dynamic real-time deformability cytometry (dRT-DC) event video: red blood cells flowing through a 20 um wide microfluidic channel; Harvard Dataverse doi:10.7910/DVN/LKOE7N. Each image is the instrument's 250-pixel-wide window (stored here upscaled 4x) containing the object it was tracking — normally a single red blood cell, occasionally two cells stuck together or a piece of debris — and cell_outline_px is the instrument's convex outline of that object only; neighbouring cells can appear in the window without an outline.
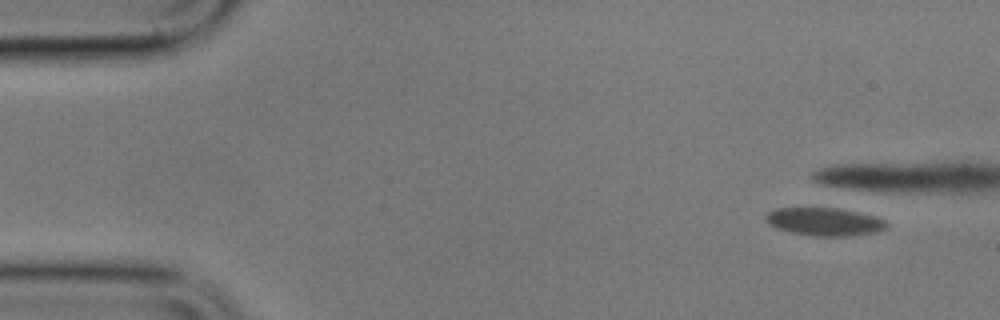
{"species": "common noctule bat (a hibernating species)", "species_latin": "Nyctalus noctula", "temperature_condition": "cold", "stored_images_in_passage": 5, "segment_of_instrument_passage": [2, 2], "camera_frame_rate_fps": 3000, "um_per_image_px": 0.085, "animal": {"sex": "male", "body_mass_g": 17.9}, "frame": {"image": 1, "passage_image": 5, "time_ms": 5.0, "image_size_px": [1000, 320], "cell_outline_px": [[888, 228], [876, 232], [848, 236], [816, 236], [792, 232], [776, 228], [764, 220], [764, 216], [768, 212], [776, 208], [836, 208], [876, 216], [884, 220], [888, 224]], "centroid_in_image_um": [70.08, 18.84], "position_along_channel_um": 14.9, "area_um2": 19.65}}